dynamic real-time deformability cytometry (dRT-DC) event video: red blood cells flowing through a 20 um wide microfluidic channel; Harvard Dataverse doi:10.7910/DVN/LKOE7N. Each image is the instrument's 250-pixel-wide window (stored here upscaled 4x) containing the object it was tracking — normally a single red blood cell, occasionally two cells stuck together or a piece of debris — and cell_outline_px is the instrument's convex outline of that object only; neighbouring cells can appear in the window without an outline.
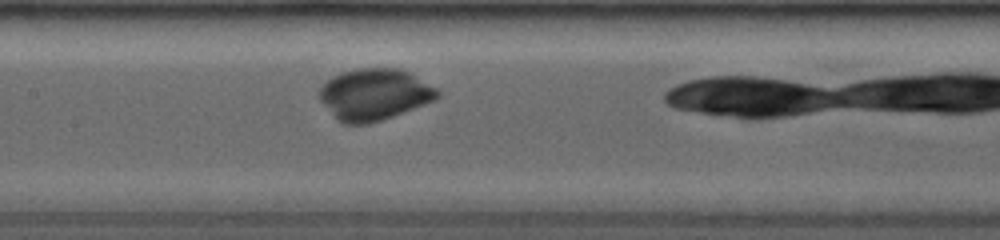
{"species": "common noctule bat (a hibernating species)", "species_latin": "Nyctalus noctula", "temperature_condition": "room temperature", "stored_images_in_passage": 23, "camera_frame_rate_fps": 4000, "um_per_image_px": 0.085, "animal": {"sex": "female", "body_mass_g": 19.0, "forearm_length_mm": 53.3}, "frame": {"image": 1, "passage_image": 12, "time_ms": 2.75, "image_size_px": [1000, 240], "cell_outline_px": [[440, 96], [436, 100], [392, 116], [368, 124], [344, 124], [320, 100], [320, 88], [328, 80], [344, 72], [364, 68], [396, 68], [408, 72], [436, 88], [440, 92]], "centroid_in_image_um": [31.86, 8.03], "position_along_channel_um": 175.5, "area_um2": 34.56}}
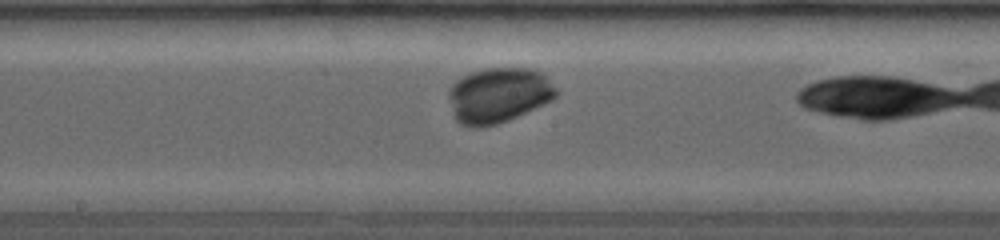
{"frame": {"image": 2, "passage_image": 15, "time_ms": 3.5, "image_size_px": [1000, 240], "cell_outline_px": [[556, 96], [552, 100], [544, 104], [508, 120], [496, 124], [480, 128], [472, 128], [460, 124], [452, 116], [448, 96], [448, 92], [452, 84], [464, 76], [472, 72], [488, 68], [524, 68], [540, 72], [556, 88]], "centroid_in_image_um": [42.32, 8.12], "position_along_channel_um": 205.9, "area_um2": 34.45}}
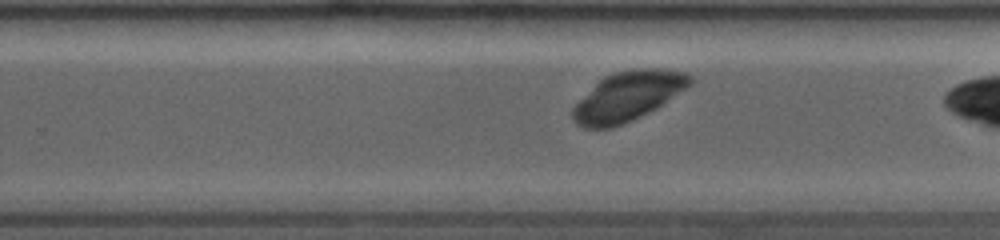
{"frame": {"image": 3, "passage_image": 22, "time_ms": 5.25, "image_size_px": [1000, 240], "cell_outline_px": [[692, 84], [656, 108], [632, 120], [612, 128], [584, 128], [576, 124], [572, 120], [572, 108], [604, 76], [616, 72], [644, 68], [652, 68], [680, 72], [688, 76], [692, 80]], "centroid_in_image_um": [53.32, 8.21], "position_along_channel_um": 276.5, "area_um2": 32.89}}